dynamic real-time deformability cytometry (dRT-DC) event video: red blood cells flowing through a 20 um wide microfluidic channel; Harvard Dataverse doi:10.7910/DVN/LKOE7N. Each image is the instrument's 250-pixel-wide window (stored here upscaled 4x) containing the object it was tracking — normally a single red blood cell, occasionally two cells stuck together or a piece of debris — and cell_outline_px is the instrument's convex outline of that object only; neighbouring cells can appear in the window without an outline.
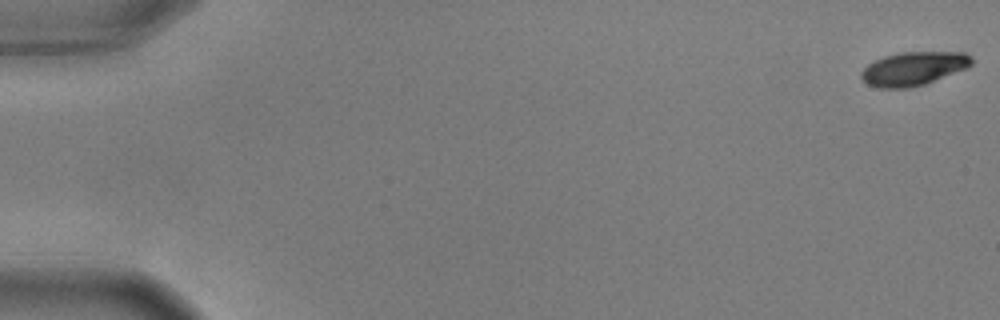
{"species": "common noctule bat (a hibernating species)", "species_latin": "Nyctalus noctula", "temperature_condition": "warm", "stored_images_in_passage": 56, "camera_frame_rate_fps": 3000, "um_per_image_px": 0.085, "animal": {"sex": "male", "body_mass_g": 17.9, "forearm_length_mm": 54.2}, "frame": {"image": 1, "passage_image": 1, "time_ms": 0.0, "image_size_px": [1000, 320], "cell_outline_px": [[972, 64], [964, 68], [924, 84], [908, 88], [880, 88], [868, 84], [860, 76], [860, 72], [868, 64], [884, 56], [900, 52], [964, 52], [972, 56]], "centroid_in_image_um": [77.62, 5.82], "position_along_channel_um": 7.4, "area_um2": 21.33}}
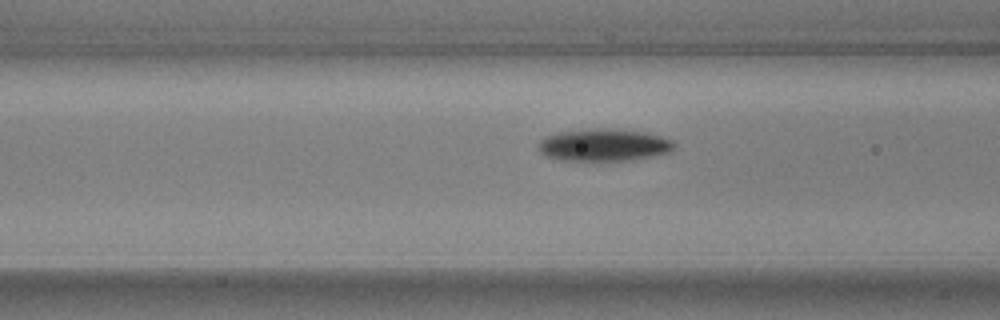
{"frame": {"image": 2, "passage_image": 23, "time_ms": 7.333, "image_size_px": [1000, 320], "cell_outline_px": [[676, 144], [672, 152], [632, 160], [560, 160], [544, 156], [540, 152], [540, 140], [544, 136], [556, 132], [592, 128], [604, 128], [648, 132], [672, 140]], "centroid_in_image_um": [51.34, 12.31], "position_along_channel_um": 115.3, "area_um2": 25.78}}
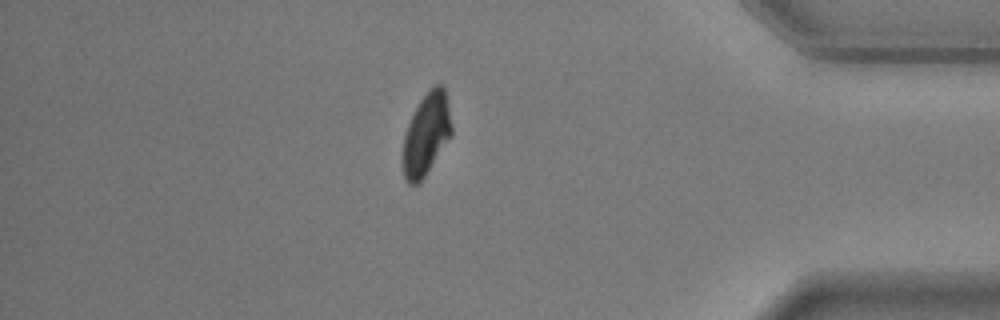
{"frame": {"image": 3, "passage_image": 49, "time_ms": 16.0, "image_size_px": [1000, 320], "cell_outline_px": [[452, 136], [420, 184], [408, 184], [404, 176], [404, 136], [408, 124], [420, 100], [436, 84], [440, 84], [444, 88], [452, 128]], "centroid_in_image_um": [36.26, 11.46], "position_along_channel_um": 398.9, "area_um2": 22.89}, "authors_computed_cell_mechanics": {"area_um2": 24.1315, "velocity_mm_per_s": 3.6306, "shape_relaxation_time_tau1_ms": 2.2264, "shape_relaxation_time_tau2_ms": 3.2327, "deformation_change_tau1": 0.135, "deformation_change_tau2": 0.05}}